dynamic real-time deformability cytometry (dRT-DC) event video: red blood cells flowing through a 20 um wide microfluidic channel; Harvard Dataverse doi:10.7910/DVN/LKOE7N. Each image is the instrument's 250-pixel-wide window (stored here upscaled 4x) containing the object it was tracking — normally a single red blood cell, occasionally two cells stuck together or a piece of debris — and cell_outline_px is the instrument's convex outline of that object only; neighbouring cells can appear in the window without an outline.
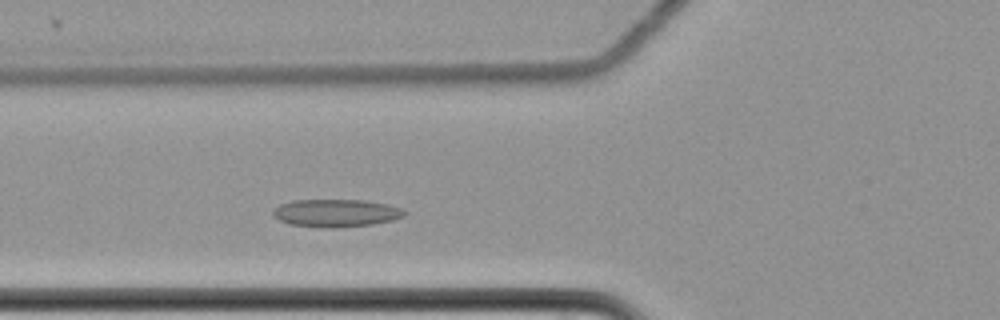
{"species": "common noctule bat (a hibernating species)", "species_latin": "Nyctalus noctula", "temperature_condition": "cold", "stored_images_in_passage": 2, "camera_frame_rate_fps": 3000, "um_per_image_px": 0.085, "animal": {"sex": "female", "body_mass_g": 22.7, "forearm_length_mm": 54.2}, "frame": {"image": 1, "passage_image": 2, "time_ms": 0.333, "image_size_px": [1000, 320], "cell_outline_px": [[408, 212], [404, 216], [392, 220], [372, 224], [336, 228], [292, 224], [280, 220], [272, 216], [272, 212], [280, 204], [292, 200], [364, 200], [388, 204], [400, 208]], "centroid_in_image_um": [28.58, 18.09], "position_along_channel_um": 97.2, "area_um2": 21.04}}